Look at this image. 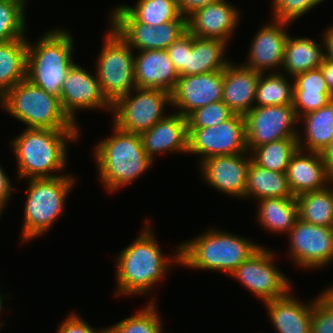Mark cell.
<instances>
[{"label": "cell", "instance_id": "obj_41", "mask_svg": "<svg viewBox=\"0 0 333 333\" xmlns=\"http://www.w3.org/2000/svg\"><path fill=\"white\" fill-rule=\"evenodd\" d=\"M187 31V20H173L156 26V49L166 50Z\"/></svg>", "mask_w": 333, "mask_h": 333}, {"label": "cell", "instance_id": "obj_35", "mask_svg": "<svg viewBox=\"0 0 333 333\" xmlns=\"http://www.w3.org/2000/svg\"><path fill=\"white\" fill-rule=\"evenodd\" d=\"M298 148L297 138H286L262 144L254 148L250 155L257 165L286 173L290 159Z\"/></svg>", "mask_w": 333, "mask_h": 333}, {"label": "cell", "instance_id": "obj_33", "mask_svg": "<svg viewBox=\"0 0 333 333\" xmlns=\"http://www.w3.org/2000/svg\"><path fill=\"white\" fill-rule=\"evenodd\" d=\"M293 94V77L282 72L261 73L254 106L293 104Z\"/></svg>", "mask_w": 333, "mask_h": 333}, {"label": "cell", "instance_id": "obj_52", "mask_svg": "<svg viewBox=\"0 0 333 333\" xmlns=\"http://www.w3.org/2000/svg\"><path fill=\"white\" fill-rule=\"evenodd\" d=\"M276 1L277 0H271L272 3L270 5L273 6L276 3Z\"/></svg>", "mask_w": 333, "mask_h": 333}, {"label": "cell", "instance_id": "obj_44", "mask_svg": "<svg viewBox=\"0 0 333 333\" xmlns=\"http://www.w3.org/2000/svg\"><path fill=\"white\" fill-rule=\"evenodd\" d=\"M1 165L2 164H0V201L8 206V203H10L9 201L13 197L12 194L15 195V193H13L14 189H17Z\"/></svg>", "mask_w": 333, "mask_h": 333}, {"label": "cell", "instance_id": "obj_43", "mask_svg": "<svg viewBox=\"0 0 333 333\" xmlns=\"http://www.w3.org/2000/svg\"><path fill=\"white\" fill-rule=\"evenodd\" d=\"M57 333H107V328L102 327L97 330L79 314L72 312L59 324Z\"/></svg>", "mask_w": 333, "mask_h": 333}, {"label": "cell", "instance_id": "obj_24", "mask_svg": "<svg viewBox=\"0 0 333 333\" xmlns=\"http://www.w3.org/2000/svg\"><path fill=\"white\" fill-rule=\"evenodd\" d=\"M229 44L230 41L226 43L219 39L195 37L188 31V67H185V76L226 68L231 62L226 57Z\"/></svg>", "mask_w": 333, "mask_h": 333}, {"label": "cell", "instance_id": "obj_46", "mask_svg": "<svg viewBox=\"0 0 333 333\" xmlns=\"http://www.w3.org/2000/svg\"><path fill=\"white\" fill-rule=\"evenodd\" d=\"M322 41L324 45V58L333 61V24L331 23L322 34Z\"/></svg>", "mask_w": 333, "mask_h": 333}, {"label": "cell", "instance_id": "obj_20", "mask_svg": "<svg viewBox=\"0 0 333 333\" xmlns=\"http://www.w3.org/2000/svg\"><path fill=\"white\" fill-rule=\"evenodd\" d=\"M140 137L146 154L153 161L160 153H188L187 118L171 112Z\"/></svg>", "mask_w": 333, "mask_h": 333}, {"label": "cell", "instance_id": "obj_13", "mask_svg": "<svg viewBox=\"0 0 333 333\" xmlns=\"http://www.w3.org/2000/svg\"><path fill=\"white\" fill-rule=\"evenodd\" d=\"M292 264L301 269H323L333 262V227L298 220L287 234Z\"/></svg>", "mask_w": 333, "mask_h": 333}, {"label": "cell", "instance_id": "obj_26", "mask_svg": "<svg viewBox=\"0 0 333 333\" xmlns=\"http://www.w3.org/2000/svg\"><path fill=\"white\" fill-rule=\"evenodd\" d=\"M299 123L304 127V136L300 132L297 136L299 149L322 153L333 138V99L318 110L299 117Z\"/></svg>", "mask_w": 333, "mask_h": 333}, {"label": "cell", "instance_id": "obj_15", "mask_svg": "<svg viewBox=\"0 0 333 333\" xmlns=\"http://www.w3.org/2000/svg\"><path fill=\"white\" fill-rule=\"evenodd\" d=\"M252 157L249 152L212 156L198 165L204 183L226 196L245 199L247 171Z\"/></svg>", "mask_w": 333, "mask_h": 333}, {"label": "cell", "instance_id": "obj_50", "mask_svg": "<svg viewBox=\"0 0 333 333\" xmlns=\"http://www.w3.org/2000/svg\"><path fill=\"white\" fill-rule=\"evenodd\" d=\"M6 208V204L0 201V220L2 217V212H4V209Z\"/></svg>", "mask_w": 333, "mask_h": 333}, {"label": "cell", "instance_id": "obj_16", "mask_svg": "<svg viewBox=\"0 0 333 333\" xmlns=\"http://www.w3.org/2000/svg\"><path fill=\"white\" fill-rule=\"evenodd\" d=\"M223 70L179 76L171 93L172 108L183 117L208 104L222 101Z\"/></svg>", "mask_w": 333, "mask_h": 333}, {"label": "cell", "instance_id": "obj_3", "mask_svg": "<svg viewBox=\"0 0 333 333\" xmlns=\"http://www.w3.org/2000/svg\"><path fill=\"white\" fill-rule=\"evenodd\" d=\"M112 126L110 137L100 140L92 153L98 179L110 193L135 182L155 162L146 154L140 134L122 131L114 124Z\"/></svg>", "mask_w": 333, "mask_h": 333}, {"label": "cell", "instance_id": "obj_40", "mask_svg": "<svg viewBox=\"0 0 333 333\" xmlns=\"http://www.w3.org/2000/svg\"><path fill=\"white\" fill-rule=\"evenodd\" d=\"M324 1L325 0H277L270 8L272 10V14L270 15L274 20L292 24Z\"/></svg>", "mask_w": 333, "mask_h": 333}, {"label": "cell", "instance_id": "obj_17", "mask_svg": "<svg viewBox=\"0 0 333 333\" xmlns=\"http://www.w3.org/2000/svg\"><path fill=\"white\" fill-rule=\"evenodd\" d=\"M288 25L291 23L274 19L263 24L251 40L247 60L242 65L261 73L280 72L289 36Z\"/></svg>", "mask_w": 333, "mask_h": 333}, {"label": "cell", "instance_id": "obj_37", "mask_svg": "<svg viewBox=\"0 0 333 333\" xmlns=\"http://www.w3.org/2000/svg\"><path fill=\"white\" fill-rule=\"evenodd\" d=\"M26 8L12 0H0V42L28 38Z\"/></svg>", "mask_w": 333, "mask_h": 333}, {"label": "cell", "instance_id": "obj_39", "mask_svg": "<svg viewBox=\"0 0 333 333\" xmlns=\"http://www.w3.org/2000/svg\"><path fill=\"white\" fill-rule=\"evenodd\" d=\"M233 114L223 101H219L194 110L186 118L188 128H206L228 120Z\"/></svg>", "mask_w": 333, "mask_h": 333}, {"label": "cell", "instance_id": "obj_14", "mask_svg": "<svg viewBox=\"0 0 333 333\" xmlns=\"http://www.w3.org/2000/svg\"><path fill=\"white\" fill-rule=\"evenodd\" d=\"M60 103L64 112L75 123L78 112L103 110L111 113L112 104L103 95L96 73H91L75 63L64 81Z\"/></svg>", "mask_w": 333, "mask_h": 333}, {"label": "cell", "instance_id": "obj_42", "mask_svg": "<svg viewBox=\"0 0 333 333\" xmlns=\"http://www.w3.org/2000/svg\"><path fill=\"white\" fill-rule=\"evenodd\" d=\"M166 50L179 76H185V67H188V30Z\"/></svg>", "mask_w": 333, "mask_h": 333}, {"label": "cell", "instance_id": "obj_6", "mask_svg": "<svg viewBox=\"0 0 333 333\" xmlns=\"http://www.w3.org/2000/svg\"><path fill=\"white\" fill-rule=\"evenodd\" d=\"M75 182L76 177L71 173L54 178L28 179L20 243H29L51 230L64 214L67 197Z\"/></svg>", "mask_w": 333, "mask_h": 333}, {"label": "cell", "instance_id": "obj_7", "mask_svg": "<svg viewBox=\"0 0 333 333\" xmlns=\"http://www.w3.org/2000/svg\"><path fill=\"white\" fill-rule=\"evenodd\" d=\"M0 107L25 128L80 130L64 112L60 98L33 85L20 81L0 98Z\"/></svg>", "mask_w": 333, "mask_h": 333}, {"label": "cell", "instance_id": "obj_22", "mask_svg": "<svg viewBox=\"0 0 333 333\" xmlns=\"http://www.w3.org/2000/svg\"><path fill=\"white\" fill-rule=\"evenodd\" d=\"M237 64L231 61L223 69L222 101L234 114L244 116L254 107L261 72Z\"/></svg>", "mask_w": 333, "mask_h": 333}, {"label": "cell", "instance_id": "obj_10", "mask_svg": "<svg viewBox=\"0 0 333 333\" xmlns=\"http://www.w3.org/2000/svg\"><path fill=\"white\" fill-rule=\"evenodd\" d=\"M276 257L274 250L261 246L230 276L241 282L247 291L263 303L283 297L292 290L293 283L278 269L275 260L279 258Z\"/></svg>", "mask_w": 333, "mask_h": 333}, {"label": "cell", "instance_id": "obj_12", "mask_svg": "<svg viewBox=\"0 0 333 333\" xmlns=\"http://www.w3.org/2000/svg\"><path fill=\"white\" fill-rule=\"evenodd\" d=\"M247 151L273 141L297 138L299 117L293 104L254 106L245 115Z\"/></svg>", "mask_w": 333, "mask_h": 333}, {"label": "cell", "instance_id": "obj_23", "mask_svg": "<svg viewBox=\"0 0 333 333\" xmlns=\"http://www.w3.org/2000/svg\"><path fill=\"white\" fill-rule=\"evenodd\" d=\"M264 305L277 333H311L313 299L304 303L290 291Z\"/></svg>", "mask_w": 333, "mask_h": 333}, {"label": "cell", "instance_id": "obj_25", "mask_svg": "<svg viewBox=\"0 0 333 333\" xmlns=\"http://www.w3.org/2000/svg\"><path fill=\"white\" fill-rule=\"evenodd\" d=\"M293 107L298 117L327 105L333 97L320 68L293 77Z\"/></svg>", "mask_w": 333, "mask_h": 333}, {"label": "cell", "instance_id": "obj_18", "mask_svg": "<svg viewBox=\"0 0 333 333\" xmlns=\"http://www.w3.org/2000/svg\"><path fill=\"white\" fill-rule=\"evenodd\" d=\"M241 14L227 0H216L187 16V30L195 37L219 39L228 43L239 26Z\"/></svg>", "mask_w": 333, "mask_h": 333}, {"label": "cell", "instance_id": "obj_8", "mask_svg": "<svg viewBox=\"0 0 333 333\" xmlns=\"http://www.w3.org/2000/svg\"><path fill=\"white\" fill-rule=\"evenodd\" d=\"M109 27L104 34L94 72L103 95L113 104L136 88L135 51L111 25Z\"/></svg>", "mask_w": 333, "mask_h": 333}, {"label": "cell", "instance_id": "obj_31", "mask_svg": "<svg viewBox=\"0 0 333 333\" xmlns=\"http://www.w3.org/2000/svg\"><path fill=\"white\" fill-rule=\"evenodd\" d=\"M27 78V38L0 42V98Z\"/></svg>", "mask_w": 333, "mask_h": 333}, {"label": "cell", "instance_id": "obj_51", "mask_svg": "<svg viewBox=\"0 0 333 333\" xmlns=\"http://www.w3.org/2000/svg\"><path fill=\"white\" fill-rule=\"evenodd\" d=\"M12 1H15V2L21 4L23 7L27 8L28 0H12Z\"/></svg>", "mask_w": 333, "mask_h": 333}, {"label": "cell", "instance_id": "obj_27", "mask_svg": "<svg viewBox=\"0 0 333 333\" xmlns=\"http://www.w3.org/2000/svg\"><path fill=\"white\" fill-rule=\"evenodd\" d=\"M321 43L308 36L291 37L289 34L283 56V69H281L285 72L282 73L294 77L299 73L319 68L324 59V45L323 42Z\"/></svg>", "mask_w": 333, "mask_h": 333}, {"label": "cell", "instance_id": "obj_21", "mask_svg": "<svg viewBox=\"0 0 333 333\" xmlns=\"http://www.w3.org/2000/svg\"><path fill=\"white\" fill-rule=\"evenodd\" d=\"M134 60L137 88L162 89L172 93L179 74L167 50L136 51Z\"/></svg>", "mask_w": 333, "mask_h": 333}, {"label": "cell", "instance_id": "obj_2", "mask_svg": "<svg viewBox=\"0 0 333 333\" xmlns=\"http://www.w3.org/2000/svg\"><path fill=\"white\" fill-rule=\"evenodd\" d=\"M80 134V130L23 129L9 141L17 161V180L67 175L61 171L68 165V142L77 143Z\"/></svg>", "mask_w": 333, "mask_h": 333}, {"label": "cell", "instance_id": "obj_36", "mask_svg": "<svg viewBox=\"0 0 333 333\" xmlns=\"http://www.w3.org/2000/svg\"><path fill=\"white\" fill-rule=\"evenodd\" d=\"M155 296L149 298L141 310L107 327V333H163Z\"/></svg>", "mask_w": 333, "mask_h": 333}, {"label": "cell", "instance_id": "obj_19", "mask_svg": "<svg viewBox=\"0 0 333 333\" xmlns=\"http://www.w3.org/2000/svg\"><path fill=\"white\" fill-rule=\"evenodd\" d=\"M286 174L294 197L321 190L333 182V174L328 169L322 154L299 148L292 155Z\"/></svg>", "mask_w": 333, "mask_h": 333}, {"label": "cell", "instance_id": "obj_4", "mask_svg": "<svg viewBox=\"0 0 333 333\" xmlns=\"http://www.w3.org/2000/svg\"><path fill=\"white\" fill-rule=\"evenodd\" d=\"M258 244L227 230L212 229L180 244L181 266L230 274L255 253Z\"/></svg>", "mask_w": 333, "mask_h": 333}, {"label": "cell", "instance_id": "obj_29", "mask_svg": "<svg viewBox=\"0 0 333 333\" xmlns=\"http://www.w3.org/2000/svg\"><path fill=\"white\" fill-rule=\"evenodd\" d=\"M257 222L273 234H288L299 218L295 198H263L258 200Z\"/></svg>", "mask_w": 333, "mask_h": 333}, {"label": "cell", "instance_id": "obj_45", "mask_svg": "<svg viewBox=\"0 0 333 333\" xmlns=\"http://www.w3.org/2000/svg\"><path fill=\"white\" fill-rule=\"evenodd\" d=\"M181 15L187 17L198 8L204 7L216 0H176Z\"/></svg>", "mask_w": 333, "mask_h": 333}, {"label": "cell", "instance_id": "obj_38", "mask_svg": "<svg viewBox=\"0 0 333 333\" xmlns=\"http://www.w3.org/2000/svg\"><path fill=\"white\" fill-rule=\"evenodd\" d=\"M333 283L313 298L311 333H333Z\"/></svg>", "mask_w": 333, "mask_h": 333}, {"label": "cell", "instance_id": "obj_1", "mask_svg": "<svg viewBox=\"0 0 333 333\" xmlns=\"http://www.w3.org/2000/svg\"><path fill=\"white\" fill-rule=\"evenodd\" d=\"M140 234L115 258V295H146L169 274L173 265L181 264L180 244L172 255L161 250L152 226L145 220Z\"/></svg>", "mask_w": 333, "mask_h": 333}, {"label": "cell", "instance_id": "obj_47", "mask_svg": "<svg viewBox=\"0 0 333 333\" xmlns=\"http://www.w3.org/2000/svg\"><path fill=\"white\" fill-rule=\"evenodd\" d=\"M319 68L333 97V61L324 58Z\"/></svg>", "mask_w": 333, "mask_h": 333}, {"label": "cell", "instance_id": "obj_30", "mask_svg": "<svg viewBox=\"0 0 333 333\" xmlns=\"http://www.w3.org/2000/svg\"><path fill=\"white\" fill-rule=\"evenodd\" d=\"M116 6L108 23L128 45L134 51L156 49V27L138 22L121 4Z\"/></svg>", "mask_w": 333, "mask_h": 333}, {"label": "cell", "instance_id": "obj_49", "mask_svg": "<svg viewBox=\"0 0 333 333\" xmlns=\"http://www.w3.org/2000/svg\"><path fill=\"white\" fill-rule=\"evenodd\" d=\"M1 291V290H0ZM9 294H7V296H5L4 294H3V297H2V294H1V292H0V312L1 311H4L3 309H5L3 306H4V304H3V302H4V300H6L9 296H8ZM5 297H7V298H5ZM0 315H1V313H0ZM1 320V319H0ZM4 325V323L2 322V320H1V322H0V328L2 327Z\"/></svg>", "mask_w": 333, "mask_h": 333}, {"label": "cell", "instance_id": "obj_28", "mask_svg": "<svg viewBox=\"0 0 333 333\" xmlns=\"http://www.w3.org/2000/svg\"><path fill=\"white\" fill-rule=\"evenodd\" d=\"M295 198L290 190L286 173L268 170L253 160L247 171L245 199Z\"/></svg>", "mask_w": 333, "mask_h": 333}, {"label": "cell", "instance_id": "obj_34", "mask_svg": "<svg viewBox=\"0 0 333 333\" xmlns=\"http://www.w3.org/2000/svg\"><path fill=\"white\" fill-rule=\"evenodd\" d=\"M122 6L138 22L154 27L173 20H187L180 14L176 0H137L135 5Z\"/></svg>", "mask_w": 333, "mask_h": 333}, {"label": "cell", "instance_id": "obj_32", "mask_svg": "<svg viewBox=\"0 0 333 333\" xmlns=\"http://www.w3.org/2000/svg\"><path fill=\"white\" fill-rule=\"evenodd\" d=\"M299 219L314 225L333 227V182L296 197Z\"/></svg>", "mask_w": 333, "mask_h": 333}, {"label": "cell", "instance_id": "obj_5", "mask_svg": "<svg viewBox=\"0 0 333 333\" xmlns=\"http://www.w3.org/2000/svg\"><path fill=\"white\" fill-rule=\"evenodd\" d=\"M61 28L52 27L34 43L27 38L26 79L59 98L68 72L76 63L74 37L67 28Z\"/></svg>", "mask_w": 333, "mask_h": 333}, {"label": "cell", "instance_id": "obj_48", "mask_svg": "<svg viewBox=\"0 0 333 333\" xmlns=\"http://www.w3.org/2000/svg\"><path fill=\"white\" fill-rule=\"evenodd\" d=\"M321 154L323 156V159H324L328 169L333 174V138H332L330 144L326 147V149Z\"/></svg>", "mask_w": 333, "mask_h": 333}, {"label": "cell", "instance_id": "obj_11", "mask_svg": "<svg viewBox=\"0 0 333 333\" xmlns=\"http://www.w3.org/2000/svg\"><path fill=\"white\" fill-rule=\"evenodd\" d=\"M188 153L200 157L201 161L212 156L245 153L247 151L246 121L240 114L206 128H188Z\"/></svg>", "mask_w": 333, "mask_h": 333}, {"label": "cell", "instance_id": "obj_9", "mask_svg": "<svg viewBox=\"0 0 333 333\" xmlns=\"http://www.w3.org/2000/svg\"><path fill=\"white\" fill-rule=\"evenodd\" d=\"M167 106H172L168 91L136 87L112 104L110 116L118 129L141 134L168 115L165 113Z\"/></svg>", "mask_w": 333, "mask_h": 333}]
</instances>
